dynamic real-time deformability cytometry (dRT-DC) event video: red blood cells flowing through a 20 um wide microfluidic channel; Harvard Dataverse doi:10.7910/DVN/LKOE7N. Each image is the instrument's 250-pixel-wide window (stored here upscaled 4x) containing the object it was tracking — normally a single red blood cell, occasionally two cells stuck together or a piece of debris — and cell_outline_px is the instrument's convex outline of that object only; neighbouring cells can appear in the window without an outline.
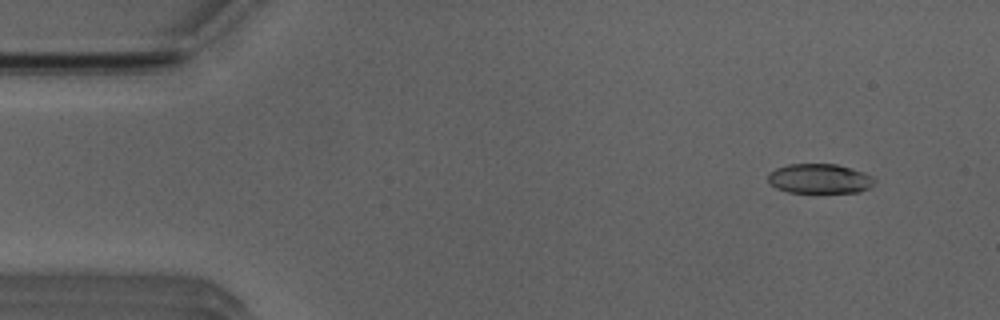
{"species": "Egyptian fruit bat (a non-hibernating species)", "species_latin": "Rousettus aegyptiacus", "temperature_condition": "room temperature", "stored_images_in_passage": 51, "camera_frame_rate_fps": 3000, "um_per_image_px": 0.085, "animal": {"sex": "male"}, "frame": {"image": 1, "passage_image": 5, "time_ms": 1.333, "image_size_px": [1000, 320], "cell_outline_px": [[876, 180], [868, 188], [860, 192], [788, 192], [776, 188], [768, 180], [768, 172], [776, 168], [788, 164], [836, 164], [852, 168], [864, 172], [872, 176]], "centroid_in_image_um": [69.66, 15.18], "position_along_channel_um": 15.3, "area_um2": 18.38}}
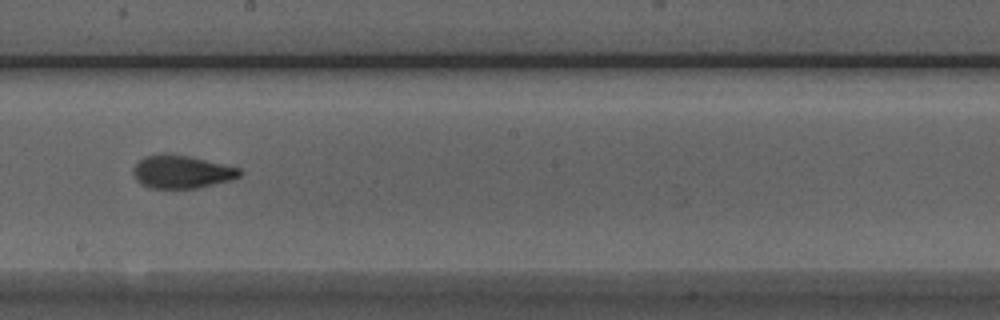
{"frame": {"image": 2, "passage_image": 29, "time_ms": 9.333, "image_size_px": [1000, 320], "cell_outline_px": [[244, 172], [240, 176], [232, 180], [196, 188], [148, 188], [140, 184], [136, 180], [132, 172], [132, 168], [144, 156], [188, 156], [240, 168]], "centroid_in_image_um": [15.46, 14.64], "position_along_channel_um": 232.7, "area_um2": 20.06}}
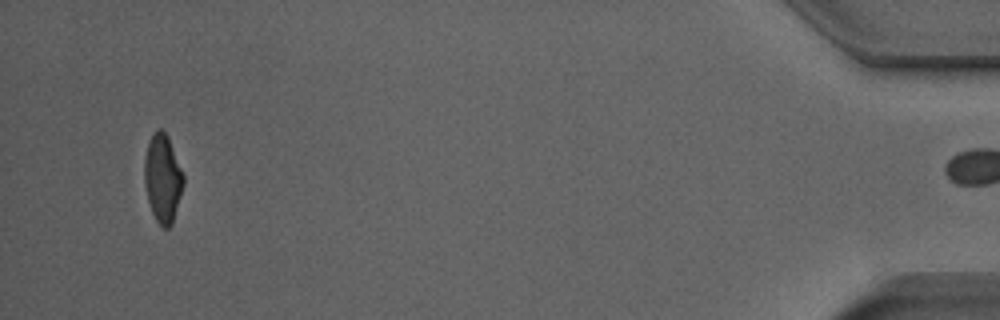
{"frame": {"image": 3, "passage_image": 50, "time_ms": 16.333, "image_size_px": [1000, 320], "cell_outline_px": [[184, 184], [172, 224], [168, 228], [164, 228], [156, 220], [152, 212], [148, 200], [144, 184], [144, 160], [148, 140], [152, 132], [160, 128], [168, 136], [184, 176]], "centroid_in_image_um": [13.81, 15.13], "position_along_channel_um": 421.4, "area_um2": 20.06}, "authors_computed_cell_mechanics": {"area_um2": 20.3456, "velocity_mm_per_s": 3.9416, "shape_relaxation_time_tau1_ms": 6.4349, "shape_relaxation_time_tau2_ms": 1.4159, "deformation_change_tau1": 0.2079, "deformation_change_tau2": 0.0832}}